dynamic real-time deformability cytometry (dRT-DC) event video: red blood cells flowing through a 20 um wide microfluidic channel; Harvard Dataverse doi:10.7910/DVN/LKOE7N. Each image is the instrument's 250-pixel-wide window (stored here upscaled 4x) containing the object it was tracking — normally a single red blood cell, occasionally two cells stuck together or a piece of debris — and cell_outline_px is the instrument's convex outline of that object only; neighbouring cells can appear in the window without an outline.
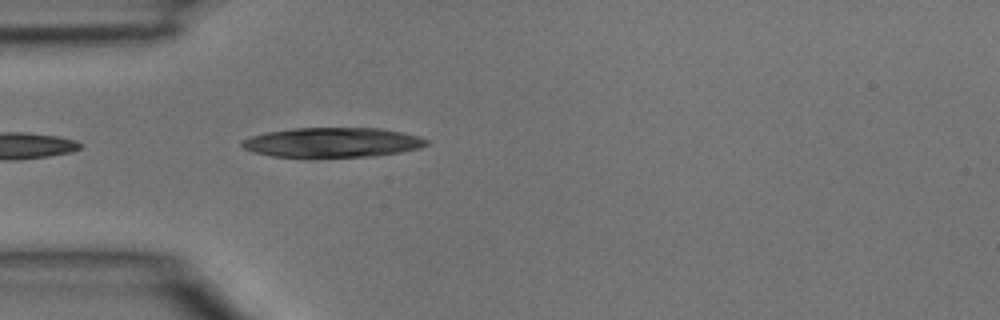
{"species": "common noctule bat (a hibernating species)", "species_latin": "Nyctalus noctula", "temperature_condition": "room temperature", "stored_images_in_passage": 3, "camera_frame_rate_fps": 3000, "um_per_image_px": 0.085, "animal": {"sex": "male", "body_mass_g": 15.6}, "frame": {"image": 1, "passage_image": 3, "time_ms": 0.667, "image_size_px": [1000, 320], "cell_outline_px": [[428, 144], [420, 148], [400, 152], [372, 156], [312, 160], [308, 160], [272, 156], [252, 152], [244, 148], [240, 144], [240, 140], [252, 136], [268, 132], [292, 128], [380, 128], [420, 136], [428, 140]], "centroid_in_image_um": [28.2, 12.15], "position_along_channel_um": 56.8, "area_um2": 33.12}}